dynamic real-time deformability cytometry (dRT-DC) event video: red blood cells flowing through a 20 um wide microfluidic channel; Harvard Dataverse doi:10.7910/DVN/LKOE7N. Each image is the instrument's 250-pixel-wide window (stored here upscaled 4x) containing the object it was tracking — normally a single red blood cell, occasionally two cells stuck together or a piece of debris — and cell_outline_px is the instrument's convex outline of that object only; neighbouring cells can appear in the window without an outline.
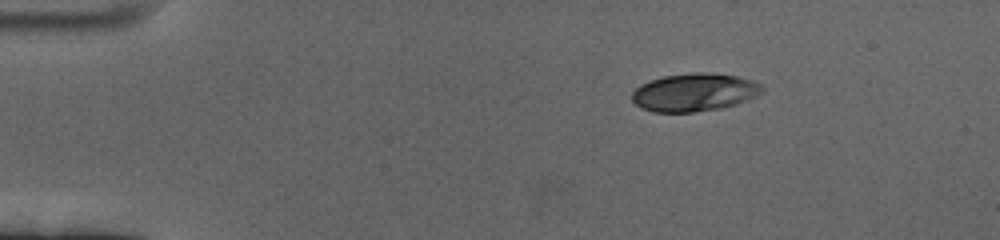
{"species": "human", "species_latin": "Homo sapiens", "temperature_condition": "cold", "stored_images_in_passage": 52, "camera_frame_rate_fps": 3000, "um_per_image_px": 0.085, "donor": {"sex": "female"}, "frame": {"image": 1, "passage_image": 1, "time_ms": 0.0, "image_size_px": [1000, 240], "cell_outline_px": [[764, 88], [760, 92], [748, 100], [736, 104], [720, 108], [692, 112], [652, 112], [640, 108], [632, 100], [632, 92], [640, 84], [664, 76], [696, 72], [704, 72], [736, 76], [752, 80], [760, 84]], "centroid_in_image_um": [58.99, 7.85], "position_along_channel_um": 26.0, "area_um2": 28.61}}
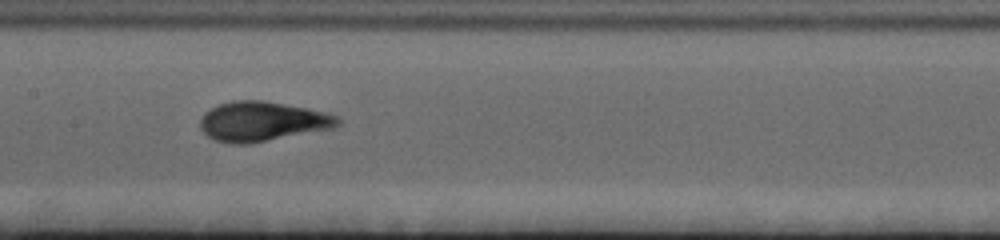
{"frame": {"image": 2, "passage_image": 22, "time_ms": 7.0, "image_size_px": [1000, 240], "cell_outline_px": [[340, 124], [332, 128], [248, 144], [232, 144], [216, 140], [208, 136], [200, 128], [200, 120], [204, 112], [220, 104], [232, 100], [264, 100], [324, 112], [336, 116], [340, 120]], "centroid_in_image_um": [22.25, 10.32], "position_along_channel_um": 185.1, "area_um2": 31.44}}
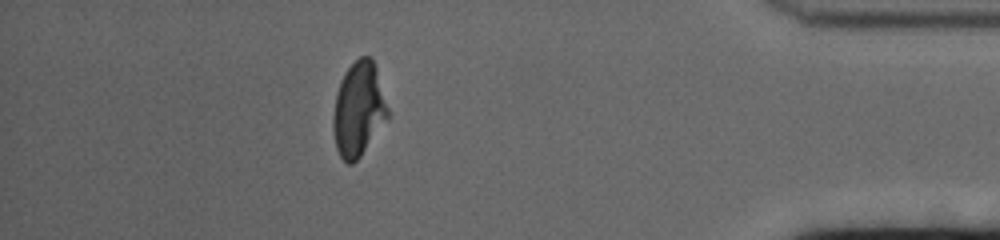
{"frame": {"image": 3, "passage_image": 45, "time_ms": 14.667, "image_size_px": [1000, 240], "cell_outline_px": [[388, 120], [360, 156], [352, 164], [348, 164], [340, 156], [336, 148], [332, 128], [332, 116], [336, 96], [340, 84], [348, 68], [360, 56], [372, 56], [376, 68], [388, 108]], "centroid_in_image_um": [30.48, 9.31], "position_along_channel_um": 404.7, "area_um2": 29.82}, "authors_computed_cell_mechanics": {"area_um2": 29.9115, "velocity_mm_per_s": 3.3823, "shape_relaxation_time_tau1_ms": 5.9964, "shape_relaxation_time_tau2_ms": null, "deformation_change_tau1": 0.2077, "deformation_change_tau2": null}}